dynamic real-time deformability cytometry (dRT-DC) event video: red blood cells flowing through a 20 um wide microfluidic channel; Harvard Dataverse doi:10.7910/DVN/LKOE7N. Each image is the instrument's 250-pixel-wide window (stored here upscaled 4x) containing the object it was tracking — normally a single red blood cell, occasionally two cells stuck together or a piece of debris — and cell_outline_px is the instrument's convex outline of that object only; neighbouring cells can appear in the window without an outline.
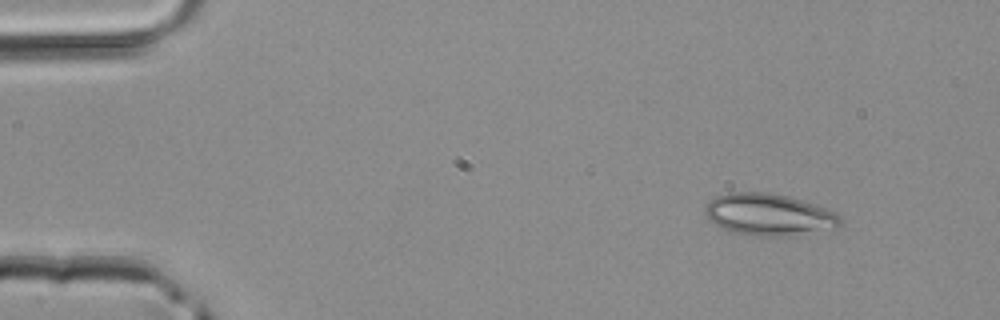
{"species": "common noctule bat (a hibernating species)", "species_latin": "Nyctalus noctula", "temperature_condition": "room temperature", "stored_images_in_passage": 3, "camera_frame_rate_fps": 3000, "um_per_image_px": 0.085, "animal": {"sex": "male", "body_mass_g": 20.4}, "frame": {"image": 1, "passage_image": 1, "time_ms": 0.0, "image_size_px": [1000, 320], "cell_outline_px": [[840, 224], [836, 228], [788, 236], [756, 236], [732, 232], [716, 224], [704, 212], [704, 208], [716, 196], [728, 192], [764, 192], [784, 196], [800, 200], [836, 212], [840, 216]], "centroid_in_image_um": [65.35, 18.25], "position_along_channel_um": 19.6, "area_um2": 32.43}}